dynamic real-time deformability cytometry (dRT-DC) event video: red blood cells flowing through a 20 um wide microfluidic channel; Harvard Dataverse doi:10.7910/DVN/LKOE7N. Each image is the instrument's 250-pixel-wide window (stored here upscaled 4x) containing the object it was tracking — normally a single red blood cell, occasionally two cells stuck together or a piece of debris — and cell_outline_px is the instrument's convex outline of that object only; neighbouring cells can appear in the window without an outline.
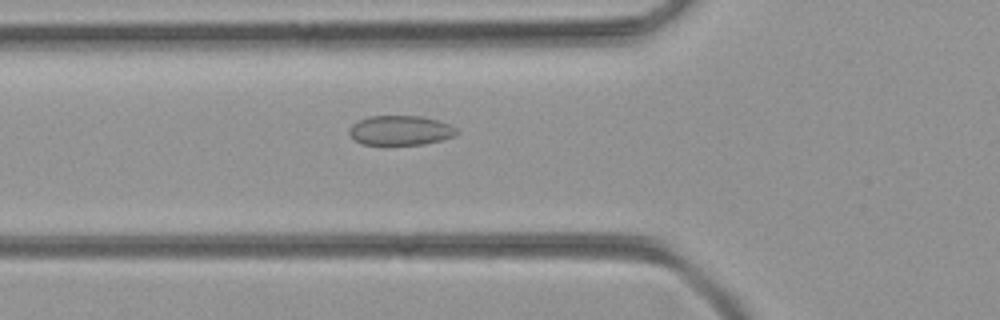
{"species": "common noctule bat (a hibernating species)", "species_latin": "Nyctalus noctula", "temperature_condition": "room temperature", "stored_images_in_passage": 36, "camera_frame_rate_fps": 3000, "um_per_image_px": 0.085, "animal": {"sex": "female", "body_mass_g": 21.9}, "frame": {"image": 1, "passage_image": 9, "time_ms": 2.667, "image_size_px": [1000, 320], "cell_outline_px": [[460, 132], [452, 136], [440, 140], [424, 144], [360, 144], [348, 132], [348, 128], [352, 124], [368, 116], [420, 116], [436, 120], [448, 124], [456, 128]], "centroid_in_image_um": [34.01, 11.08], "position_along_channel_um": 91.8, "area_um2": 18.32}}
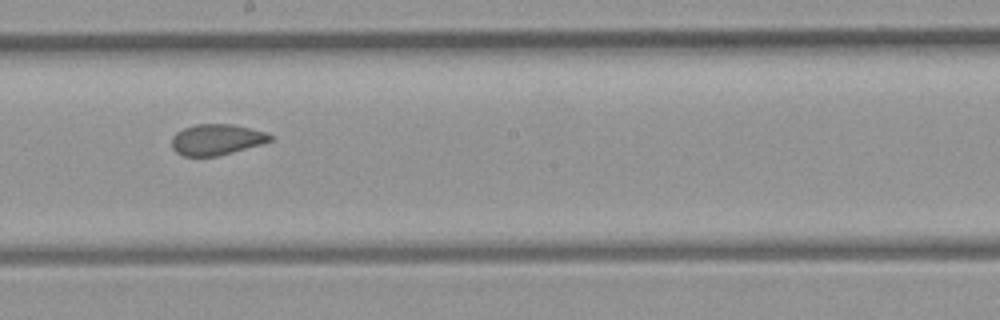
{"frame": {"image": 2, "passage_image": 19, "time_ms": 6.0, "image_size_px": [1000, 320], "cell_outline_px": [[272, 140], [260, 144], [232, 152], [216, 156], [184, 156], [176, 152], [172, 148], [172, 136], [176, 132], [184, 128], [196, 124], [232, 124], [264, 132], [272, 136]], "centroid_in_image_um": [18.36, 11.86], "position_along_channel_um": 229.8, "area_um2": 17.46}}
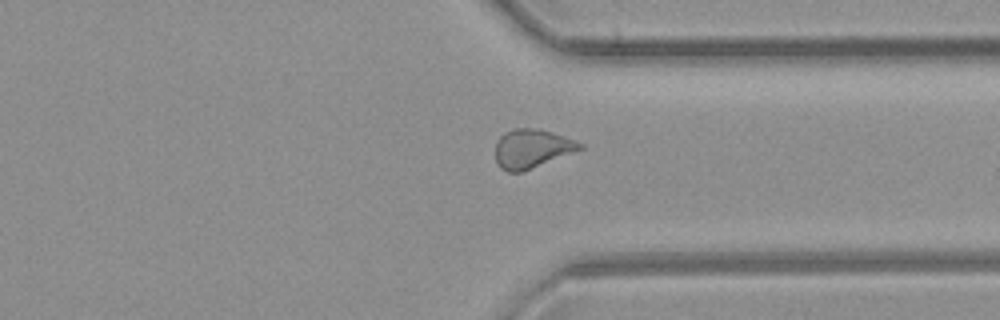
{"frame": {"image": 3, "passage_image": 29, "time_ms": 9.333, "image_size_px": [1000, 320], "cell_outline_px": [[584, 148], [520, 172], [508, 172], [500, 168], [496, 164], [496, 140], [504, 132], [516, 128], [532, 128], [552, 132], [584, 144]], "centroid_in_image_um": [45.16, 12.63], "position_along_channel_um": 366.2, "area_um2": 18.9}}